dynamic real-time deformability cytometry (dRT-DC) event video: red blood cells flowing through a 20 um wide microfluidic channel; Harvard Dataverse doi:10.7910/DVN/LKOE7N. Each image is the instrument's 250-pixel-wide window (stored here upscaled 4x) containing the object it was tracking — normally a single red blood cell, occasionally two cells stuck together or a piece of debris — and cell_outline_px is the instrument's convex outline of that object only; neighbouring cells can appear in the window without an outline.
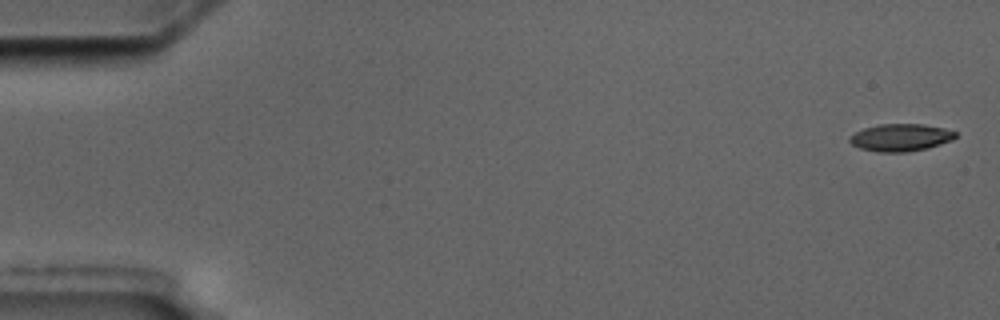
{"species": "common noctule bat (a hibernating species)", "species_latin": "Nyctalus noctula", "temperature_condition": "cold", "stored_images_in_passage": 8, "camera_frame_rate_fps": 3000, "um_per_image_px": 0.085, "animal": {"sex": "male", "body_mass_g": 17.5, "forearm_length_mm": 52.3}, "frame": {"image": 1, "passage_image": 1, "time_ms": 0.0, "image_size_px": [1000, 320], "cell_outline_px": [[956, 136], [952, 140], [928, 148], [908, 152], [876, 152], [860, 148], [852, 144], [848, 140], [848, 136], [864, 128], [880, 124], [924, 124], [944, 128], [956, 132]], "centroid_in_image_um": [76.54, 11.69], "position_along_channel_um": 8.5, "area_um2": 16.94}}
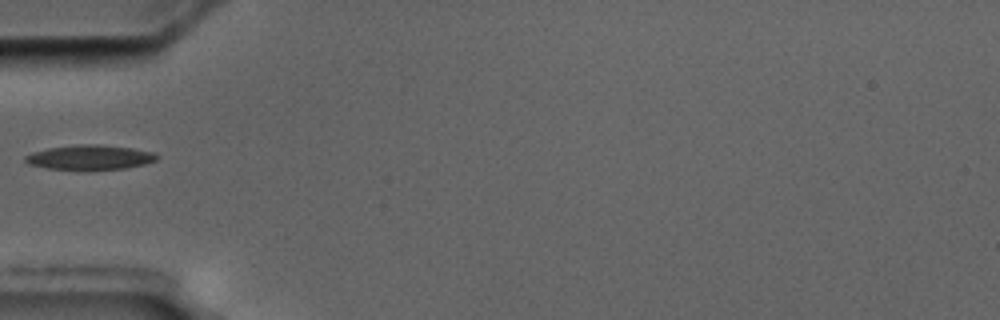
{"frame": {"image": 2, "passage_image": 6, "time_ms": 6.0, "image_size_px": [1000, 320], "cell_outline_px": [[160, 156], [156, 160], [144, 164], [124, 168], [48, 168], [28, 164], [24, 160], [24, 156], [32, 152], [48, 148], [76, 144], [96, 144], [132, 148], [156, 152]], "centroid_in_image_um": [7.65, 13.34], "position_along_channel_um": 77.3, "area_um2": 18.5}}
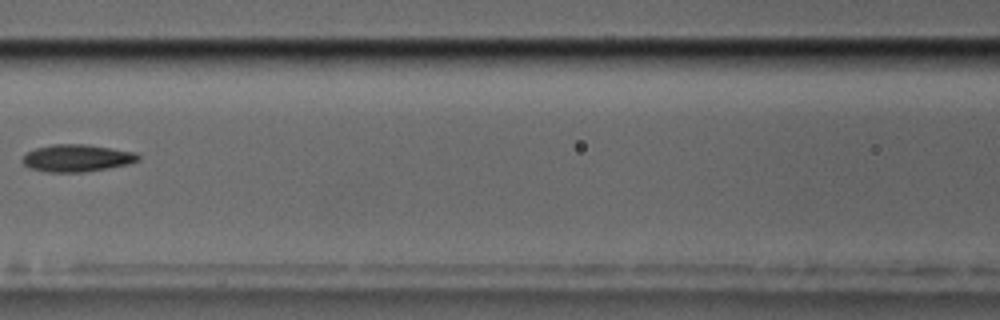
{"frame": {"image": 3, "passage_image": 8, "time_ms": 8.333, "image_size_px": [1000, 320], "cell_outline_px": [[140, 160], [128, 164], [108, 168], [84, 172], [48, 172], [32, 168], [24, 164], [20, 160], [28, 152], [36, 148], [52, 144], [88, 144], [136, 152], [140, 156]], "centroid_in_image_um": [6.57, 13.43], "position_along_channel_um": 160.0, "area_um2": 18.38}}